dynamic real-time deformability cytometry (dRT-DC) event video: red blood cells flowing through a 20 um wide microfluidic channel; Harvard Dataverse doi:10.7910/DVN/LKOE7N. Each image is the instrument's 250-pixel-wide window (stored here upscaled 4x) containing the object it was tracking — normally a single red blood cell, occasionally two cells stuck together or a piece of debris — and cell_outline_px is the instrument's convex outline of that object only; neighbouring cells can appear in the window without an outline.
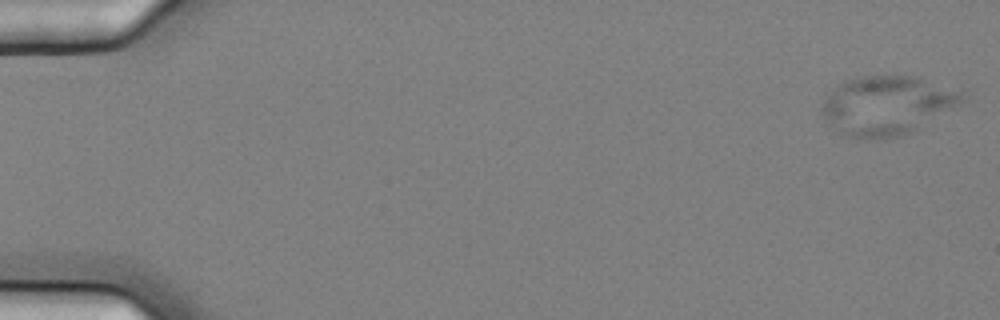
{"species": "common noctule bat (a hibernating species)", "species_latin": "Nyctalus noctula", "temperature_condition": "cold", "stored_images_in_passage": 56, "camera_frame_rate_fps": 3000, "um_per_image_px": 0.085, "animal": {"sex": "female", "body_mass_g": 25.1}, "frame": {"image": 1, "passage_image": 1, "time_ms": 0.0, "image_size_px": [1000, 320], "cell_outline_px": [[964, 100], [960, 104], [908, 132], [884, 140], [852, 140], [836, 132], [828, 124], [820, 108], [824, 100], [844, 80], [856, 76], [920, 76], [960, 92]], "centroid_in_image_um": [75.3, 8.98], "position_along_channel_um": 9.7, "area_um2": 48.09}}
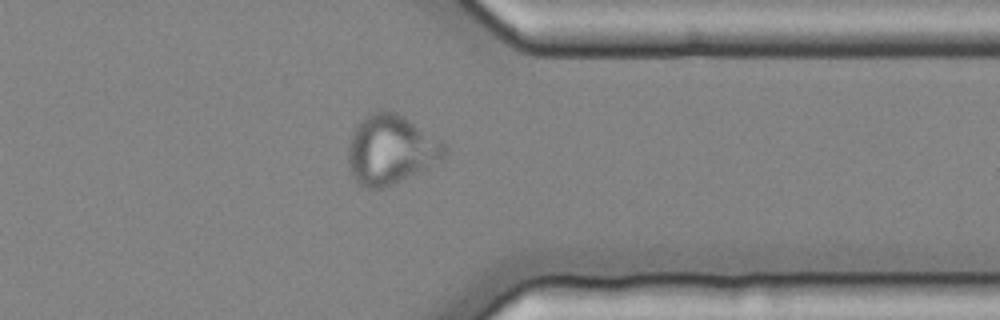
{"frame": {"image": 2, "passage_image": 45, "time_ms": 14.667, "image_size_px": [1000, 320], "cell_outline_px": [[448, 152], [444, 156], [400, 180], [380, 188], [368, 188], [360, 184], [352, 176], [348, 164], [348, 148], [352, 132], [360, 120], [364, 116], [380, 108], [396, 112], [404, 116], [440, 140], [448, 148]], "centroid_in_image_um": [33.16, 12.66], "position_along_channel_um": 378.2, "area_um2": 38.21}}
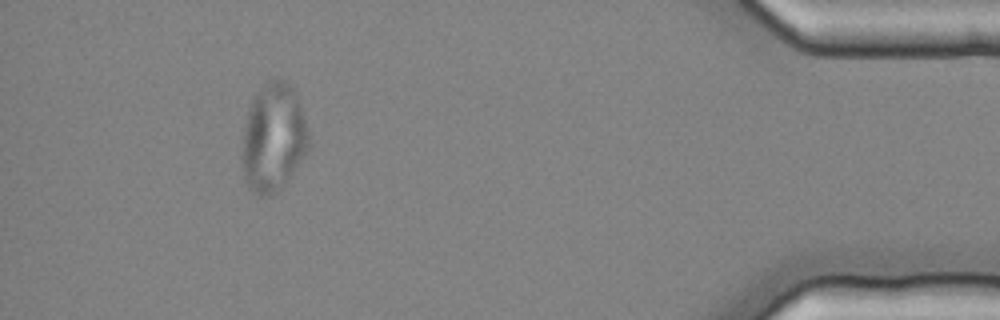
{"frame": {"image": 3, "passage_image": 52, "time_ms": 17.0, "image_size_px": [1000, 320], "cell_outline_px": [[308, 148], [304, 156], [284, 184], [280, 188], [268, 196], [256, 196], [248, 188], [244, 180], [244, 128], [248, 108], [252, 100], [264, 84], [268, 80], [276, 76], [288, 80], [292, 84], [296, 92], [304, 116], [308, 132]], "centroid_in_image_um": [23.25, 11.65], "position_along_channel_um": 411.9, "area_um2": 41.85}}